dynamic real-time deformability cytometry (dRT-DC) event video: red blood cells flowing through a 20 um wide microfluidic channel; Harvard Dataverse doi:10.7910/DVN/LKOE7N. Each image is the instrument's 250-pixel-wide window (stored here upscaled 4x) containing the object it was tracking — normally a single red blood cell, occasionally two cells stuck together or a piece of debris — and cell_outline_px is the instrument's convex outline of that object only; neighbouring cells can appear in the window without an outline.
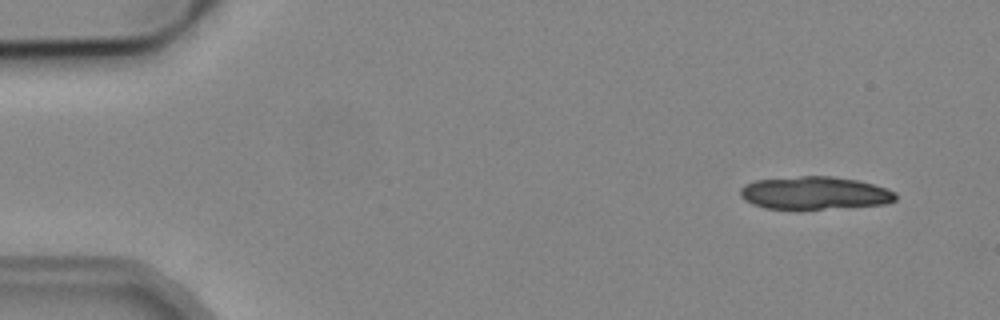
{"species": "common noctule bat (a hibernating species)", "species_latin": "Nyctalus noctula", "temperature_condition": "cold", "stored_images_in_passage": 4, "camera_frame_rate_fps": 3000, "um_per_image_px": 0.085, "animal": {"sex": "male", "body_mass_g": 19.2, "forearm_length_mm": 51.8}, "frame": {"image": 1, "passage_image": 1, "time_ms": 0.0, "image_size_px": [1000, 320], "cell_outline_px": [[896, 200], [888, 204], [824, 208], [764, 208], [752, 204], [744, 200], [740, 196], [740, 188], [744, 184], [756, 180], [800, 176], [832, 176], [856, 180], [872, 184], [896, 192]], "centroid_in_image_um": [69.22, 16.39], "position_along_channel_um": 15.8, "area_um2": 29.42}}